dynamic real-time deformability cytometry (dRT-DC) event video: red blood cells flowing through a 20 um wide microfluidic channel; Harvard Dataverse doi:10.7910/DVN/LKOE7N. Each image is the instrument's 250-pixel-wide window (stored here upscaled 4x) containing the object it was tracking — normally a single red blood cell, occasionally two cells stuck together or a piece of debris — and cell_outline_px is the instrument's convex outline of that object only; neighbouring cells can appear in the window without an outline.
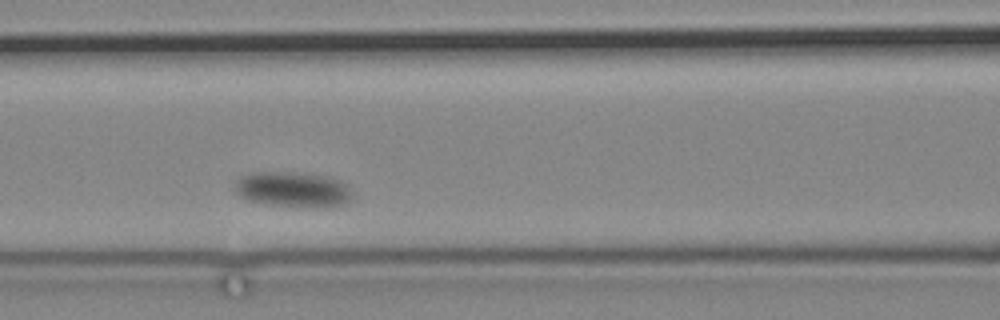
{"species": "common noctule bat (a hibernating species)", "species_latin": "Nyctalus noctula", "temperature_condition": "cold", "stored_images_in_passage": 5, "camera_frame_rate_fps": 3000, "um_per_image_px": 0.085, "animal": {"sex": "male", "body_mass_g": 19.2, "forearm_length_mm": 51.8}, "frame": {"image": 1, "passage_image": 3, "time_ms": 3.0, "image_size_px": [1000, 320], "cell_outline_px": [[352, 196], [348, 204], [332, 208], [312, 208], [268, 204], [248, 200], [240, 196], [236, 192], [236, 180], [252, 172], [296, 172], [332, 176], [348, 184]], "centroid_in_image_um": [25.01, 16.12], "position_along_channel_um": 141.6, "area_um2": 24.8}}
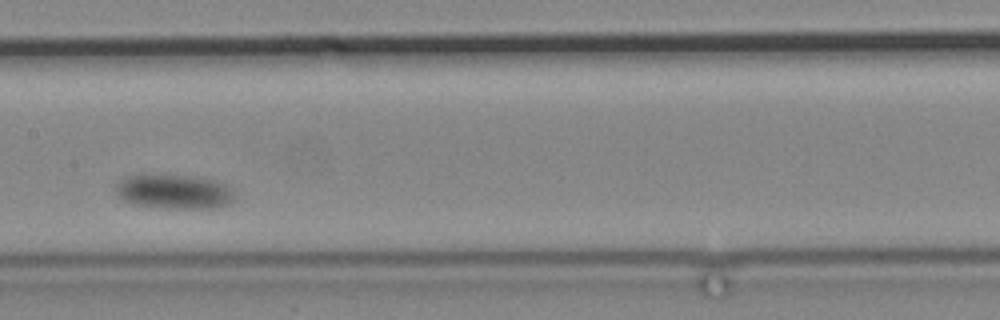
{"frame": {"image": 2, "passage_image": 4, "time_ms": 5.0, "image_size_px": [1000, 320], "cell_outline_px": [[236, 196], [228, 204], [220, 208], [160, 208], [132, 204], [124, 200], [112, 188], [120, 180], [128, 176], [200, 176], [216, 180], [224, 184]], "centroid_in_image_um": [14.81, 16.31], "position_along_channel_um": 192.6, "area_um2": 23.76}}